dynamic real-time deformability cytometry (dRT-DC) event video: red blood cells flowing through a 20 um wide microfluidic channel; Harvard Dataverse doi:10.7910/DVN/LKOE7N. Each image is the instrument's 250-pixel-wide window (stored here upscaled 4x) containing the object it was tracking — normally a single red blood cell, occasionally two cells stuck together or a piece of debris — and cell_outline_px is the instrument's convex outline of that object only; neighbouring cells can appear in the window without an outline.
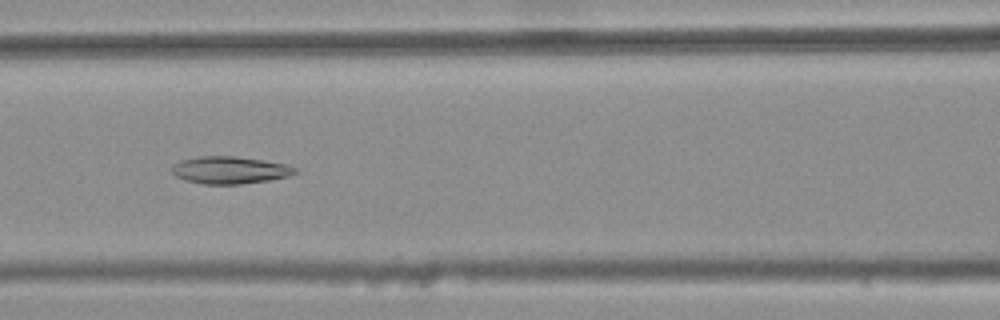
{"species": "common noctule bat (a hibernating species)", "species_latin": "Nyctalus noctula", "temperature_condition": "warm", "stored_images_in_passage": 47, "camera_frame_rate_fps": 3000, "um_per_image_px": 0.085, "animal": {"sex": "female", "body_mass_g": 25.1}, "frame": {"image": 1, "passage_image": 24, "time_ms": 7.667, "image_size_px": [1000, 320], "cell_outline_px": [[300, 172], [288, 176], [268, 180], [240, 184], [204, 184], [184, 180], [176, 176], [172, 172], [172, 164], [180, 160], [200, 156], [236, 156], [264, 160], [288, 164], [296, 168]], "centroid_in_image_um": [19.55, 14.45], "position_along_channel_um": 147.1, "area_um2": 19.77}}
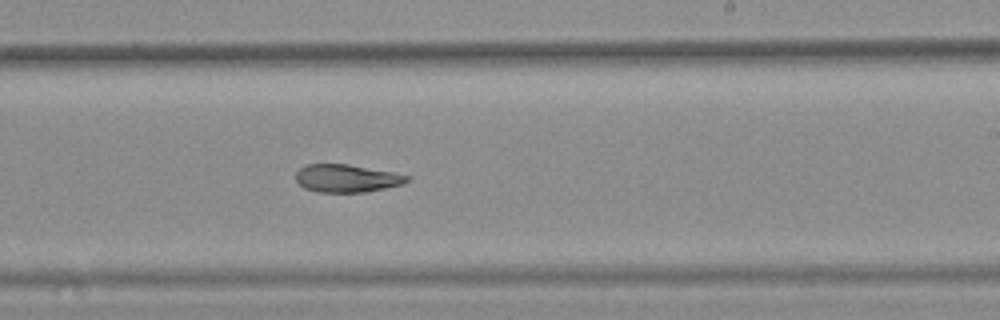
{"frame": {"image": 2, "passage_image": 33, "time_ms": 10.667, "image_size_px": [1000, 320], "cell_outline_px": [[412, 176], [404, 184], [364, 192], [320, 192], [304, 188], [296, 180], [296, 172], [304, 164], [348, 164], [392, 172]], "centroid_in_image_um": [29.47, 15.15], "position_along_channel_um": 259.5, "area_um2": 17.98}}
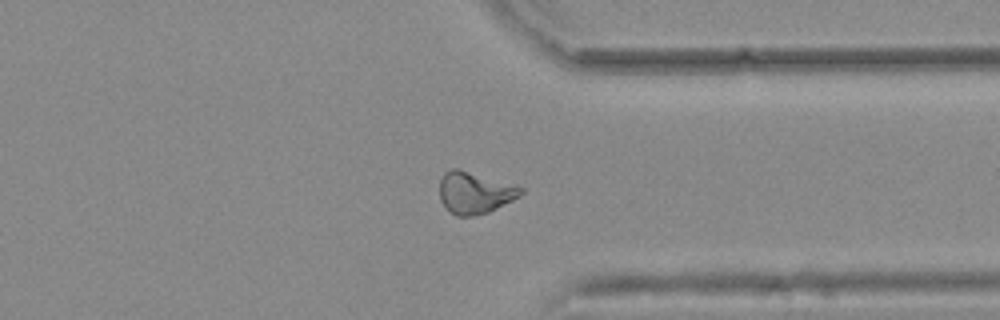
{"frame": {"image": 3, "passage_image": 42, "time_ms": 13.667, "image_size_px": [1000, 320], "cell_outline_px": [[524, 192], [520, 196], [488, 212], [472, 216], [456, 216], [440, 200], [440, 180], [444, 172], [452, 168], [460, 168], [516, 184], [524, 188]], "centroid_in_image_um": [40.38, 16.34], "position_along_channel_um": 371.0, "area_um2": 19.94}, "authors_computed_cell_mechanics": {"area_um2": 19.8832, "velocity_mm_per_s": 3.762, "shape_relaxation_time_tau1_ms": null, "shape_relaxation_time_tau2_ms": 10.7908, "deformation_change_tau1": null, "deformation_change_tau2": 0.2002}}